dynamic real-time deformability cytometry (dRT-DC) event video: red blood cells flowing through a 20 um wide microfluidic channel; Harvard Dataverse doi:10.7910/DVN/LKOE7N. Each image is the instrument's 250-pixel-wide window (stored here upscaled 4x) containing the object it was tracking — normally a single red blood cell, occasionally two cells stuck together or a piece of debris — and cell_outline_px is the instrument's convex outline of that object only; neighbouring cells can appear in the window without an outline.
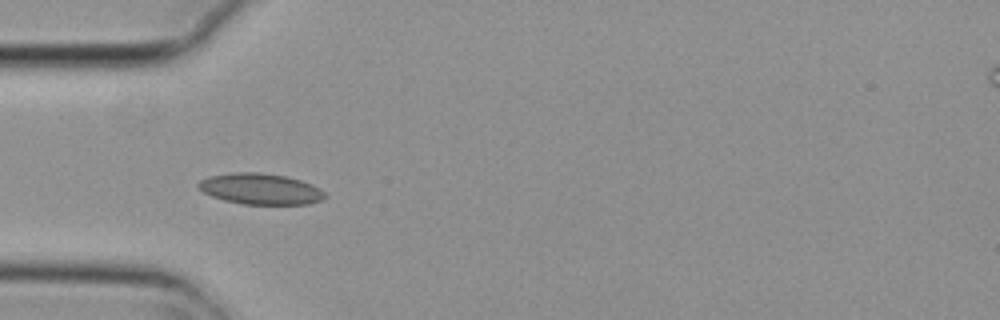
{"species": "common noctule bat (a hibernating species)", "species_latin": "Nyctalus noctula", "temperature_condition": "cold", "stored_images_in_passage": 5, "camera_frame_rate_fps": 3000, "um_per_image_px": 0.085, "animal": {"sex": "female", "body_mass_g": 29.2, "forearm_length_mm": 56.3}, "frame": {"image": 1, "passage_image": 4, "time_ms": 1.0, "image_size_px": [1000, 320], "cell_outline_px": [[328, 196], [324, 200], [308, 204], [244, 204], [224, 200], [212, 196], [204, 192], [196, 184], [200, 180], [208, 176], [232, 172], [260, 172], [284, 176], [300, 180], [312, 184], [320, 188]], "centroid_in_image_um": [22.16, 16.05], "position_along_channel_um": 62.8, "area_um2": 22.95}}
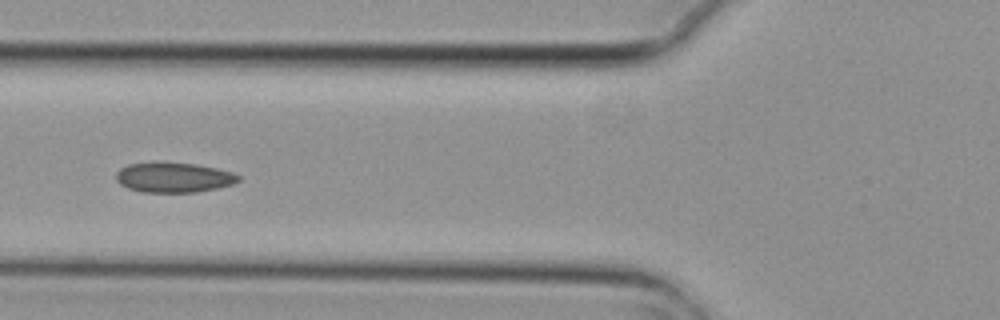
{"frame": {"image": 2, "passage_image": 5, "time_ms": 1.333, "image_size_px": [1000, 320], "cell_outline_px": [[240, 180], [232, 184], [216, 188], [196, 192], [140, 192], [128, 188], [120, 184], [116, 180], [116, 172], [120, 168], [128, 164], [196, 164], [216, 168], [232, 172], [240, 176]], "centroid_in_image_um": [14.77, 15.11], "position_along_channel_um": 111.0, "area_um2": 20.87}}